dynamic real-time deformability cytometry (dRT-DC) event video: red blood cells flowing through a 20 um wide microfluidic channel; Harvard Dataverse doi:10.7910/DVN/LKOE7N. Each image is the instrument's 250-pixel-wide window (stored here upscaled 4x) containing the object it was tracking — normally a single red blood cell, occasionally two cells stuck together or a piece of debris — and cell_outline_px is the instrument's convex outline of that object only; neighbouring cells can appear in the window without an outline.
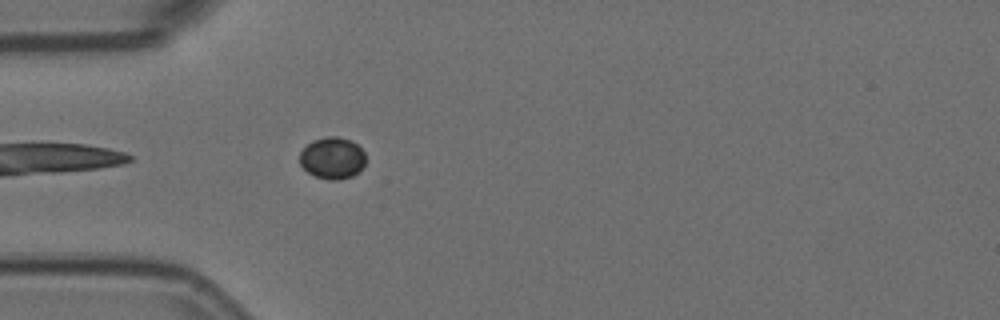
{"species": "Egyptian fruit bat (a non-hibernating species)", "species_latin": "Rousettus aegyptiacus", "temperature_condition": "room temperature", "stored_images_in_passage": 21, "camera_frame_rate_fps": 3000, "um_per_image_px": 0.085, "animal": {"sex": "female"}, "frame": {"image": 1, "passage_image": 3, "time_ms": 0.667, "image_size_px": [1000, 320], "cell_outline_px": [[364, 164], [352, 176], [336, 180], [328, 180], [316, 176], [308, 172], [300, 164], [300, 152], [312, 140], [328, 136], [336, 136], [352, 140], [364, 152]], "centroid_in_image_um": [28.23, 13.42], "position_along_channel_um": 56.8, "area_um2": 15.84}}